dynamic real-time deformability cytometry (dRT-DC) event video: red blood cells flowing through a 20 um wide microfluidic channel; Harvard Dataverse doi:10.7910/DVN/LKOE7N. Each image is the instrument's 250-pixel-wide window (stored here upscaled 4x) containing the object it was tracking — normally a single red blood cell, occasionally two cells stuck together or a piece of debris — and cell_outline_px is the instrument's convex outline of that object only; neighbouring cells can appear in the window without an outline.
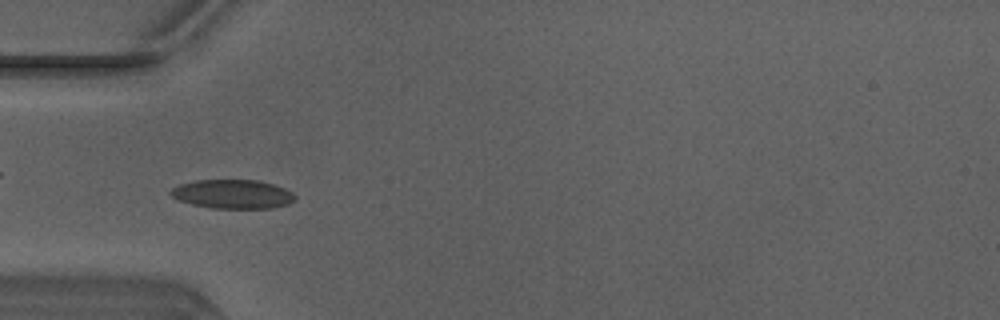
{"species": "Egyptian fruit bat (a non-hibernating species)", "species_latin": "Rousettus aegyptiacus", "temperature_condition": "warm", "stored_images_in_passage": 49, "camera_frame_rate_fps": 3000, "um_per_image_px": 0.085, "animal": {"sex": "male"}, "frame": {"image": 1, "passage_image": 15, "time_ms": 4.667, "image_size_px": [1000, 320], "cell_outline_px": [[296, 200], [288, 204], [272, 208], [212, 208], [192, 204], [180, 200], [172, 196], [168, 192], [172, 188], [180, 184], [196, 180], [256, 180], [272, 184], [284, 188], [292, 192], [296, 196]], "centroid_in_image_um": [19.79, 16.5], "position_along_channel_um": 65.2, "area_um2": 20.92}}
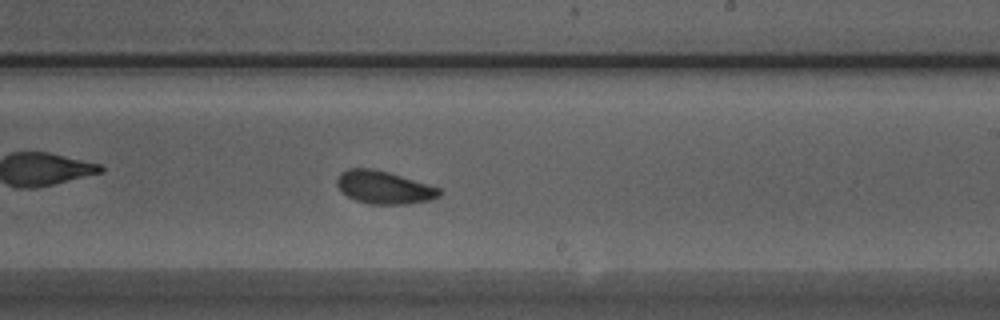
{"frame": {"image": 2, "passage_image": 29, "time_ms": 9.333, "image_size_px": [1000, 320], "cell_outline_px": [[444, 192], [440, 196], [432, 200], [408, 204], [368, 204], [356, 200], [348, 196], [336, 184], [336, 180], [340, 172], [348, 168], [372, 168], [388, 172], [428, 184], [440, 188]], "centroid_in_image_um": [32.67, 15.93], "position_along_channel_um": 256.3, "area_um2": 19.71}}
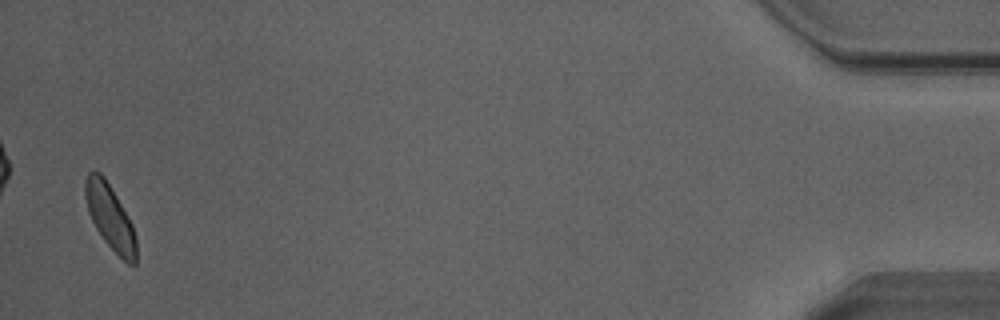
{"frame": {"image": 3, "passage_image": 48, "time_ms": 15.667, "image_size_px": [1000, 320], "cell_outline_px": [[136, 264], [128, 264], [104, 240], [96, 228], [88, 212], [84, 196], [84, 180], [88, 172], [92, 168], [100, 172], [104, 176], [128, 216], [132, 224], [136, 236]], "centroid_in_image_um": [9.33, 18.39], "position_along_channel_um": 425.9, "area_um2": 19.25}, "authors_computed_cell_mechanics": {"area_um2": 19.7676, "velocity_mm_per_s": 4.1086, "shape_relaxation_time_tau1_ms": 3.9692, "shape_relaxation_time_tau2_ms": 1.7462, "deformation_change_tau1": 0.1005, "deformation_change_tau2": 0.0658}}